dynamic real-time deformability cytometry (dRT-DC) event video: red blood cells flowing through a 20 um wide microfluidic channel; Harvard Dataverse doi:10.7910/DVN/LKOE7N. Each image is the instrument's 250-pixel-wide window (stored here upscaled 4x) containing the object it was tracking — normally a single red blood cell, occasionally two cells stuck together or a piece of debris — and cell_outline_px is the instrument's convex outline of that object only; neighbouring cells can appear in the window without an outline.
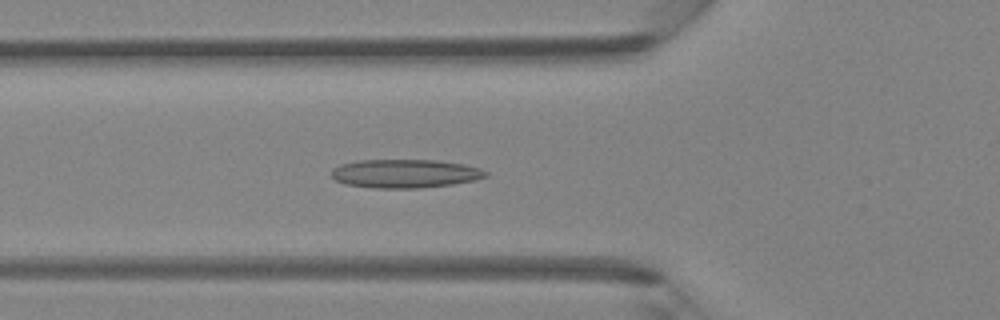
{"species": "Egyptian fruit bat (a non-hibernating species)", "species_latin": "Rousettus aegyptiacus", "temperature_condition": "room temperature", "stored_images_in_passage": 48, "camera_frame_rate_fps": 3000, "um_per_image_px": 0.085, "animal": {"sex": "female"}, "frame": {"image": 1, "passage_image": 17, "time_ms": 5.333, "image_size_px": [1000, 320], "cell_outline_px": [[488, 176], [476, 180], [452, 184], [420, 188], [376, 188], [344, 184], [336, 180], [332, 176], [332, 168], [340, 164], [360, 160], [436, 160], [464, 164], [480, 168], [488, 172]], "centroid_in_image_um": [34.44, 14.75], "position_along_channel_um": 91.4, "area_um2": 25.78}}
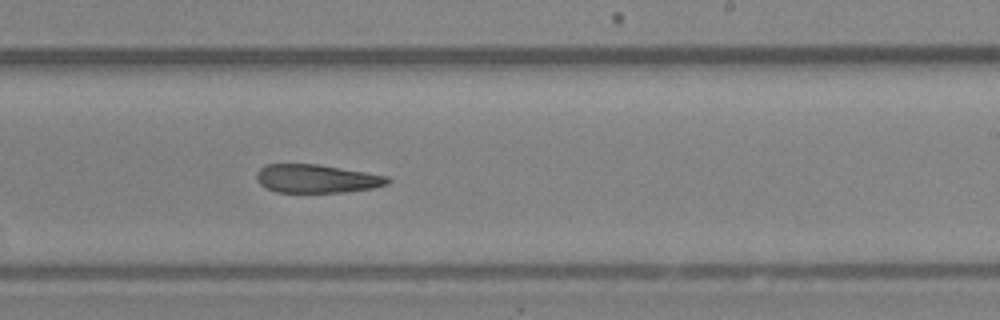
{"frame": {"image": 2, "passage_image": 29, "time_ms": 9.333, "image_size_px": [1000, 320], "cell_outline_px": [[392, 180], [388, 184], [372, 188], [344, 192], [276, 192], [260, 184], [256, 180], [256, 172], [264, 164], [320, 164], [388, 176]], "centroid_in_image_um": [26.91, 15.18], "position_along_channel_um": 262.1, "area_um2": 21.79}}
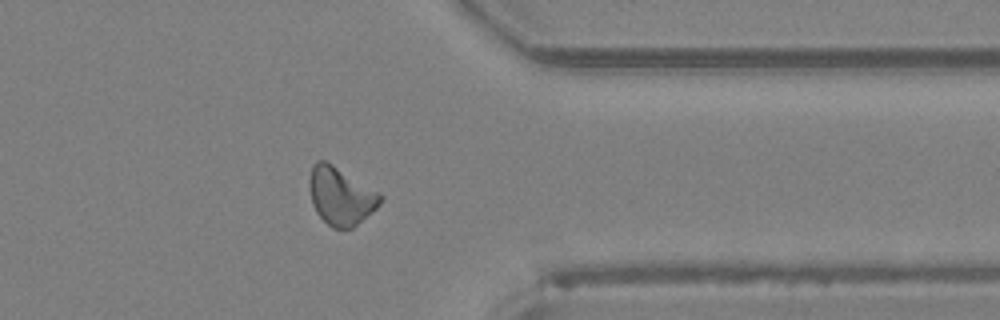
{"frame": {"image": 3, "passage_image": 38, "time_ms": 12.333, "image_size_px": [1000, 320], "cell_outline_px": [[384, 196], [380, 204], [372, 212], [352, 228], [332, 228], [316, 212], [312, 204], [308, 188], [308, 180], [312, 164], [316, 160], [324, 160], [332, 164], [380, 192]], "centroid_in_image_um": [28.94, 16.64], "position_along_channel_um": 382.5, "area_um2": 24.04}}